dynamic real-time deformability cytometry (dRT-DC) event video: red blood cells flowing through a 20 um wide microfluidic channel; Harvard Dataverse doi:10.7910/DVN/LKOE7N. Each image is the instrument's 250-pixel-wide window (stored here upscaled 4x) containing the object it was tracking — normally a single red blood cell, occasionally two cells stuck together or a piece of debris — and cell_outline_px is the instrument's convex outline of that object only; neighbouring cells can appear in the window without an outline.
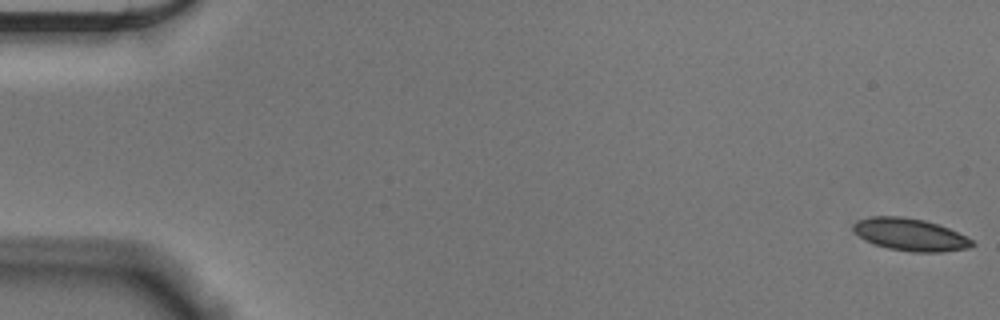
{"species": "Egyptian fruit bat (a non-hibernating species)", "species_latin": "Rousettus aegyptiacus", "temperature_condition": "cold", "stored_images_in_passage": 15, "camera_frame_rate_fps": 3000, "um_per_image_px": 0.085, "animal": {"sex": "male"}, "frame": {"image": 1, "passage_image": 1, "time_ms": 0.0, "image_size_px": [1000, 320], "cell_outline_px": [[976, 244], [968, 248], [940, 252], [912, 252], [888, 248], [864, 240], [852, 228], [852, 224], [860, 220], [872, 216], [904, 216], [924, 220], [948, 228], [972, 240]], "centroid_in_image_um": [77.36, 19.94], "position_along_channel_um": 7.6, "area_um2": 22.14}}